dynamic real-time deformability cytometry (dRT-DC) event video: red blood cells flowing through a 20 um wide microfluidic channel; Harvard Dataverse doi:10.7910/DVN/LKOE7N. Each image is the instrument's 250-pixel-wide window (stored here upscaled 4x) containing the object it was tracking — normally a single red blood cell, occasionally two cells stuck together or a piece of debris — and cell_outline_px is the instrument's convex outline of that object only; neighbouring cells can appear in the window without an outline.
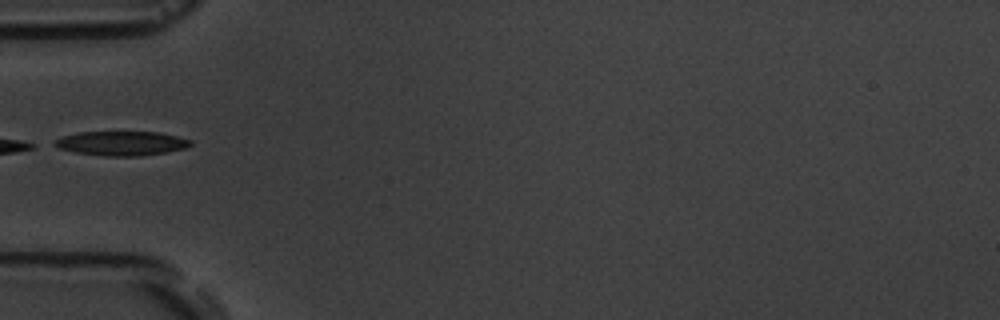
{"species": "common noctule bat (a hibernating species)", "species_latin": "Nyctalus noctula", "temperature_condition": "room temperature", "stored_images_in_passage": 7, "camera_frame_rate_fps": 3000, "um_per_image_px": 0.085, "animal": {"sex": "male", "body_mass_g": 19.5, "forearm_length_mm": 54.6}, "frame": {"image": 1, "passage_image": 6, "time_ms": 5.667, "image_size_px": [1000, 320], "cell_outline_px": [[192, 144], [188, 148], [140, 156], [108, 156], [76, 152], [60, 148], [52, 144], [52, 140], [64, 136], [80, 132], [156, 132], [176, 136], [192, 140]], "centroid_in_image_um": [10.34, 12.18], "position_along_channel_um": 74.7, "area_um2": 19.13}}
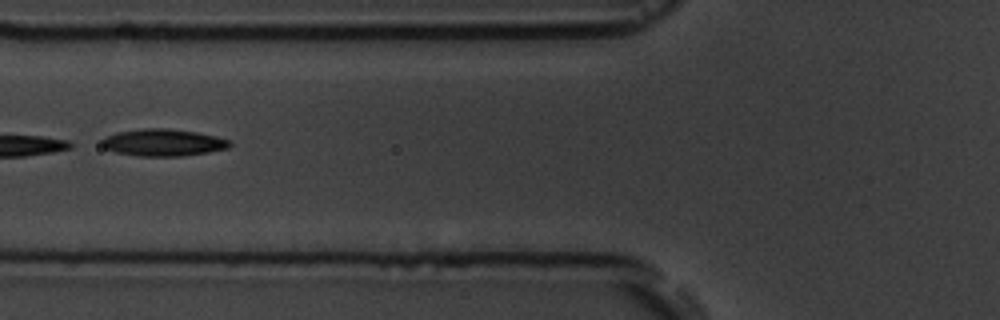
{"frame": {"image": 2, "passage_image": 7, "time_ms": 6.667, "image_size_px": [1000, 320], "cell_outline_px": [[232, 144], [228, 148], [208, 152], [180, 156], [140, 156], [116, 152], [108, 148], [104, 144], [104, 136], [116, 132], [144, 128], [168, 128], [196, 132], [216, 136], [232, 140]], "centroid_in_image_um": [13.94, 12.1], "position_along_channel_um": 111.9, "area_um2": 20.0}}